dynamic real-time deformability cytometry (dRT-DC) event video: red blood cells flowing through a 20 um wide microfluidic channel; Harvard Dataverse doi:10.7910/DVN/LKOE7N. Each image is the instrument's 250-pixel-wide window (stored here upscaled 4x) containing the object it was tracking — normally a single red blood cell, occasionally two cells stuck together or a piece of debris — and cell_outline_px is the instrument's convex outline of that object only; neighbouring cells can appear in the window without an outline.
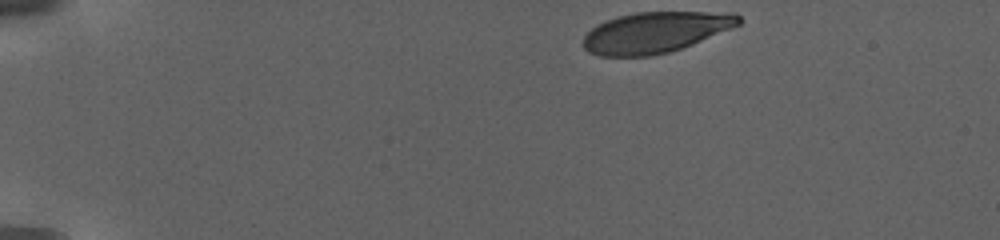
{"species": "human", "species_latin": "Homo sapiens", "temperature_condition": "warm", "stored_images_in_passage": 22, "camera_frame_rate_fps": 3000, "um_per_image_px": 0.085, "donor": {"sex": "female"}, "frame": {"image": 1, "passage_image": 1, "time_ms": 0.0, "image_size_px": [1000, 240], "cell_outline_px": [[744, 20], [740, 24], [732, 28], [692, 44], [668, 52], [648, 56], [600, 56], [588, 52], [584, 48], [584, 36], [596, 24], [604, 20], [636, 12], [736, 12]], "centroid_in_image_um": [55.73, 2.73], "position_along_channel_um": 29.3, "area_um2": 37.05}}
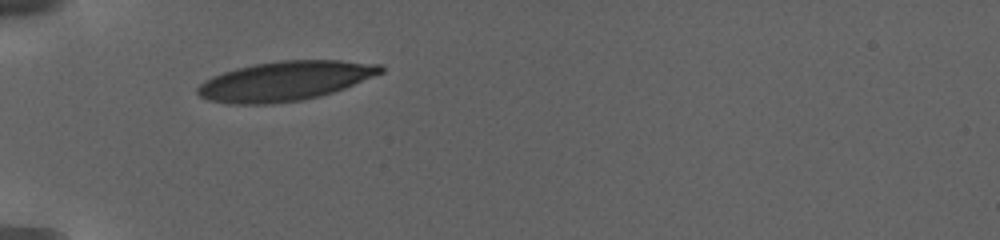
{"frame": {"image": 2, "passage_image": 21, "time_ms": 4.0, "image_size_px": [1000, 240], "cell_outline_px": [[384, 72], [344, 88], [320, 96], [300, 100], [272, 104], [236, 104], [208, 100], [200, 96], [196, 92], [196, 88], [204, 80], [212, 76], [236, 68], [256, 64], [280, 60], [340, 60], [384, 64]], "centroid_in_image_um": [24.24, 6.88], "position_along_channel_um": 60.8, "area_um2": 42.08}}